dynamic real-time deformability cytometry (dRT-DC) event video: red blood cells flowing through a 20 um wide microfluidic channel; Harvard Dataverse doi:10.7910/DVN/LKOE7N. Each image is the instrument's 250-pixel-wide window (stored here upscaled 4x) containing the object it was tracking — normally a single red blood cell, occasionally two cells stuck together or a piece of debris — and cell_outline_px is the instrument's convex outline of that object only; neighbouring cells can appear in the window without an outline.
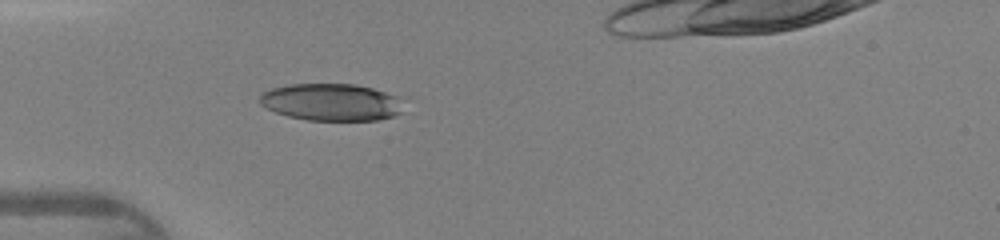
{"species": "human", "species_latin": "Homo sapiens", "temperature_condition": "warm", "stored_images_in_passage": 29, "camera_frame_rate_fps": 3000, "um_per_image_px": 0.085, "donor": {"sex": "female"}, "frame": {"image": 1, "passage_image": 1, "time_ms": 0.0, "image_size_px": [1000, 240], "cell_outline_px": [[400, 112], [392, 116], [376, 120], [308, 120], [288, 116], [264, 108], [260, 104], [260, 96], [264, 92], [272, 88], [288, 84], [356, 84], [372, 88], [396, 96]], "centroid_in_image_um": [28.07, 8.68], "position_along_channel_um": 56.9, "area_um2": 30.69}}
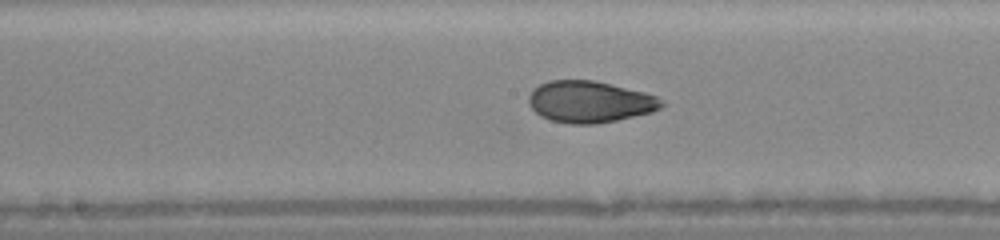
{"frame": {"image": 2, "passage_image": 11, "time_ms": 3.333, "image_size_px": [1000, 240], "cell_outline_px": [[664, 104], [660, 108], [652, 112], [616, 120], [596, 124], [568, 124], [552, 120], [540, 116], [528, 104], [528, 96], [540, 84], [552, 80], [592, 80], [644, 92], [656, 96]], "centroid_in_image_um": [50.11, 8.66], "position_along_channel_um": 198.1, "area_um2": 31.91}}
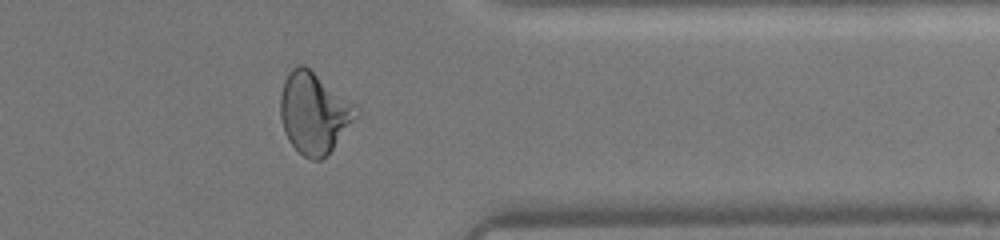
{"frame": {"image": 3, "passage_image": 24, "time_ms": 7.667, "image_size_px": [1000, 240], "cell_outline_px": [[360, 116], [332, 148], [320, 160], [312, 160], [304, 156], [288, 140], [284, 132], [280, 116], [280, 96], [284, 80], [288, 72], [296, 64], [304, 64], [356, 104], [360, 112]], "centroid_in_image_um": [26.71, 9.56], "position_along_channel_um": 384.7, "area_um2": 36.01}}